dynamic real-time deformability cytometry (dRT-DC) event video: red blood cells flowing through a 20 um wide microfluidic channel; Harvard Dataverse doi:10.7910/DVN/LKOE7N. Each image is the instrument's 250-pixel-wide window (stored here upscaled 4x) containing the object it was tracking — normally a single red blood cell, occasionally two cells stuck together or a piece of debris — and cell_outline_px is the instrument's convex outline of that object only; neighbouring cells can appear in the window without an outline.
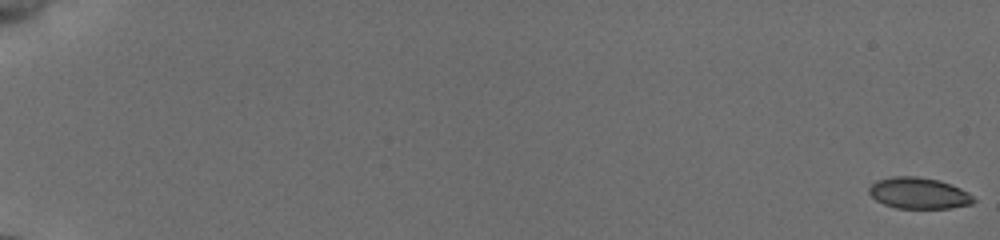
{"species": "common noctule bat (a hibernating species)", "species_latin": "Nyctalus noctula", "temperature_condition": "cold", "stored_images_in_passage": 65, "camera_frame_rate_fps": 3000, "um_per_image_px": 0.085, "animal": {"sex": "female", "body_mass_g": 19.5, "forearm_length_mm": 54.1}, "frame": {"image": 1, "passage_image": 1, "time_ms": 0.0, "image_size_px": [1000, 240], "cell_outline_px": [[976, 200], [972, 204], [948, 208], [896, 208], [884, 204], [876, 200], [868, 192], [868, 188], [876, 180], [892, 176], [916, 176], [940, 180], [960, 188], [968, 192]], "centroid_in_image_um": [78.08, 16.41], "position_along_channel_um": 6.9, "area_um2": 19.07}}
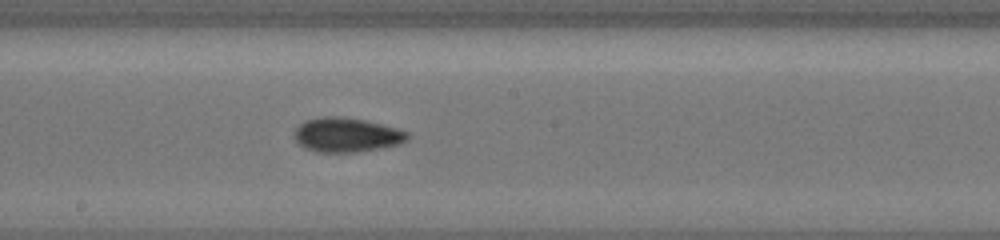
{"frame": {"image": 2, "passage_image": 41, "time_ms": 11.0, "image_size_px": [1000, 240], "cell_outline_px": [[408, 140], [400, 144], [380, 148], [356, 152], [316, 152], [300, 144], [296, 140], [296, 128], [304, 120], [324, 116], [340, 116], [364, 120], [396, 128], [408, 132]], "centroid_in_image_um": [29.48, 11.46], "position_along_channel_um": 218.7, "area_um2": 22.43}}
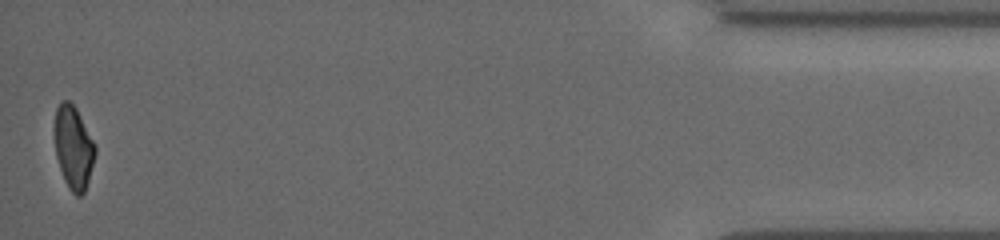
{"frame": {"image": 3, "passage_image": 65, "time_ms": 18.333, "image_size_px": [1000, 240], "cell_outline_px": [[96, 152], [88, 180], [84, 192], [80, 196], [76, 196], [68, 188], [64, 180], [56, 156], [56, 108], [60, 100], [68, 100], [76, 108], [96, 144]], "centroid_in_image_um": [6.27, 12.54], "position_along_channel_um": 428.9, "area_um2": 19.36}, "authors_computed_cell_mechanics": {"area_um2": 20.4034, "velocity_mm_per_s": 3.8698, "shape_relaxation_time_tau1_ms": 4.343, "shape_relaxation_time_tau2_ms": 4.4221, "deformation_change_tau1": 0.1204, "deformation_change_tau2": 0.0759}}